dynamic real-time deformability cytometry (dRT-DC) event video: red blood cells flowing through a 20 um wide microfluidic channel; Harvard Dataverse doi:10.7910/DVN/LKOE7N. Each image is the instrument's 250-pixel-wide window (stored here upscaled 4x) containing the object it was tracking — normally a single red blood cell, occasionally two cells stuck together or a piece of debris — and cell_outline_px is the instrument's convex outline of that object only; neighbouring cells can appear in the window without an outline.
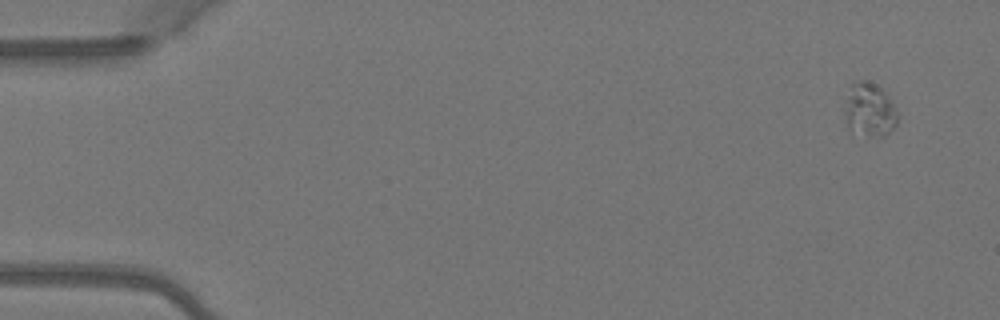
{"species": "Egyptian fruit bat (a non-hibernating species)", "species_latin": "Rousettus aegyptiacus", "temperature_condition": "warm", "stored_images_in_passage": 5, "camera_frame_rate_fps": 3000, "um_per_image_px": 0.085, "animal": {"sex": "female"}, "frame": {"image": 1, "passage_image": 1, "time_ms": 0.0, "image_size_px": [1000, 320], "cell_outline_px": [[900, 116], [896, 124], [884, 136], [880, 136], [848, 128], [844, 116], [844, 108], [852, 84], [856, 80], [868, 80], [884, 88], [896, 108]], "centroid_in_image_um": [73.95, 9.26], "position_along_channel_um": 11.0, "area_um2": 16.42}}
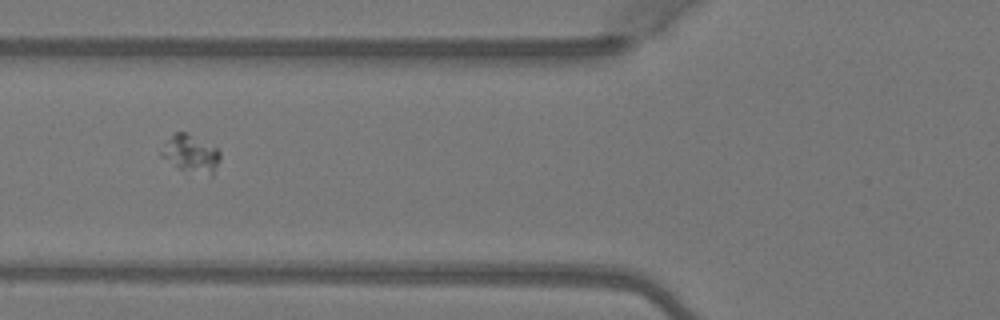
{"frame": {"image": 2, "passage_image": 5, "time_ms": 1.333, "image_size_px": [1000, 320], "cell_outline_px": [[220, 160], [212, 176], [180, 168], [160, 156], [160, 152], [172, 136], [176, 132], [184, 132], [216, 148], [220, 152]], "centroid_in_image_um": [16.25, 13.09], "position_along_channel_um": 109.5, "area_um2": 12.2}}